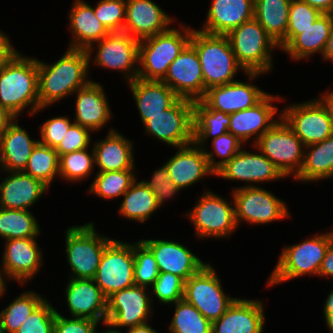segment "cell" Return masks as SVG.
<instances>
[{
    "mask_svg": "<svg viewBox=\"0 0 333 333\" xmlns=\"http://www.w3.org/2000/svg\"><path fill=\"white\" fill-rule=\"evenodd\" d=\"M133 142L118 130L110 128L105 139L96 140L93 147L97 172L136 169Z\"/></svg>",
    "mask_w": 333,
    "mask_h": 333,
    "instance_id": "30",
    "label": "cell"
},
{
    "mask_svg": "<svg viewBox=\"0 0 333 333\" xmlns=\"http://www.w3.org/2000/svg\"><path fill=\"white\" fill-rule=\"evenodd\" d=\"M89 56L85 49L67 48L52 64L38 59V97L40 107L49 108L73 95L91 80Z\"/></svg>",
    "mask_w": 333,
    "mask_h": 333,
    "instance_id": "1",
    "label": "cell"
},
{
    "mask_svg": "<svg viewBox=\"0 0 333 333\" xmlns=\"http://www.w3.org/2000/svg\"><path fill=\"white\" fill-rule=\"evenodd\" d=\"M305 149L302 168L294 179L302 183L333 179V135Z\"/></svg>",
    "mask_w": 333,
    "mask_h": 333,
    "instance_id": "35",
    "label": "cell"
},
{
    "mask_svg": "<svg viewBox=\"0 0 333 333\" xmlns=\"http://www.w3.org/2000/svg\"><path fill=\"white\" fill-rule=\"evenodd\" d=\"M15 118L0 138V171H24L39 139L30 138Z\"/></svg>",
    "mask_w": 333,
    "mask_h": 333,
    "instance_id": "32",
    "label": "cell"
},
{
    "mask_svg": "<svg viewBox=\"0 0 333 333\" xmlns=\"http://www.w3.org/2000/svg\"><path fill=\"white\" fill-rule=\"evenodd\" d=\"M229 38L237 62L246 72L267 74L273 67V50L278 44L255 19L244 22L232 30Z\"/></svg>",
    "mask_w": 333,
    "mask_h": 333,
    "instance_id": "7",
    "label": "cell"
},
{
    "mask_svg": "<svg viewBox=\"0 0 333 333\" xmlns=\"http://www.w3.org/2000/svg\"><path fill=\"white\" fill-rule=\"evenodd\" d=\"M162 81L180 98L198 101L204 97L205 85L200 60L190 43L169 65Z\"/></svg>",
    "mask_w": 333,
    "mask_h": 333,
    "instance_id": "20",
    "label": "cell"
},
{
    "mask_svg": "<svg viewBox=\"0 0 333 333\" xmlns=\"http://www.w3.org/2000/svg\"><path fill=\"white\" fill-rule=\"evenodd\" d=\"M193 125L194 142L205 148L209 138L213 140L229 132L230 115L210 109L202 100L193 101Z\"/></svg>",
    "mask_w": 333,
    "mask_h": 333,
    "instance_id": "36",
    "label": "cell"
},
{
    "mask_svg": "<svg viewBox=\"0 0 333 333\" xmlns=\"http://www.w3.org/2000/svg\"><path fill=\"white\" fill-rule=\"evenodd\" d=\"M281 117L305 146L321 142L333 135V126L327 111L315 98L286 106L281 111Z\"/></svg>",
    "mask_w": 333,
    "mask_h": 333,
    "instance_id": "16",
    "label": "cell"
},
{
    "mask_svg": "<svg viewBox=\"0 0 333 333\" xmlns=\"http://www.w3.org/2000/svg\"><path fill=\"white\" fill-rule=\"evenodd\" d=\"M103 325H104L106 328H108V329H106V331H103V332H102V331H101V332H98V331L96 330V333H123V331L114 328V327H113L110 323H108V322L103 323Z\"/></svg>",
    "mask_w": 333,
    "mask_h": 333,
    "instance_id": "64",
    "label": "cell"
},
{
    "mask_svg": "<svg viewBox=\"0 0 333 333\" xmlns=\"http://www.w3.org/2000/svg\"><path fill=\"white\" fill-rule=\"evenodd\" d=\"M142 124L171 107L180 97L163 81L136 78L128 82Z\"/></svg>",
    "mask_w": 333,
    "mask_h": 333,
    "instance_id": "31",
    "label": "cell"
},
{
    "mask_svg": "<svg viewBox=\"0 0 333 333\" xmlns=\"http://www.w3.org/2000/svg\"><path fill=\"white\" fill-rule=\"evenodd\" d=\"M56 311L46 298L15 333H53Z\"/></svg>",
    "mask_w": 333,
    "mask_h": 333,
    "instance_id": "50",
    "label": "cell"
},
{
    "mask_svg": "<svg viewBox=\"0 0 333 333\" xmlns=\"http://www.w3.org/2000/svg\"><path fill=\"white\" fill-rule=\"evenodd\" d=\"M190 44L198 54L206 90L234 82L238 70L246 71L237 62L227 35L192 30Z\"/></svg>",
    "mask_w": 333,
    "mask_h": 333,
    "instance_id": "4",
    "label": "cell"
},
{
    "mask_svg": "<svg viewBox=\"0 0 333 333\" xmlns=\"http://www.w3.org/2000/svg\"><path fill=\"white\" fill-rule=\"evenodd\" d=\"M198 198L186 214L193 224L195 236L201 239L230 237L238 228L234 201L230 203L209 189Z\"/></svg>",
    "mask_w": 333,
    "mask_h": 333,
    "instance_id": "8",
    "label": "cell"
},
{
    "mask_svg": "<svg viewBox=\"0 0 333 333\" xmlns=\"http://www.w3.org/2000/svg\"><path fill=\"white\" fill-rule=\"evenodd\" d=\"M257 153L241 149L215 176L225 180L247 182L244 187H255L261 184L286 178L280 170L254 146ZM251 184V185H250Z\"/></svg>",
    "mask_w": 333,
    "mask_h": 333,
    "instance_id": "18",
    "label": "cell"
},
{
    "mask_svg": "<svg viewBox=\"0 0 333 333\" xmlns=\"http://www.w3.org/2000/svg\"><path fill=\"white\" fill-rule=\"evenodd\" d=\"M316 8L321 13H331L333 10V0H301Z\"/></svg>",
    "mask_w": 333,
    "mask_h": 333,
    "instance_id": "58",
    "label": "cell"
},
{
    "mask_svg": "<svg viewBox=\"0 0 333 333\" xmlns=\"http://www.w3.org/2000/svg\"><path fill=\"white\" fill-rule=\"evenodd\" d=\"M331 314H333V290L330 291L323 305L324 318Z\"/></svg>",
    "mask_w": 333,
    "mask_h": 333,
    "instance_id": "62",
    "label": "cell"
},
{
    "mask_svg": "<svg viewBox=\"0 0 333 333\" xmlns=\"http://www.w3.org/2000/svg\"><path fill=\"white\" fill-rule=\"evenodd\" d=\"M74 151L59 156V178L62 180L77 183L85 181L90 174L95 171V154L93 147Z\"/></svg>",
    "mask_w": 333,
    "mask_h": 333,
    "instance_id": "44",
    "label": "cell"
},
{
    "mask_svg": "<svg viewBox=\"0 0 333 333\" xmlns=\"http://www.w3.org/2000/svg\"><path fill=\"white\" fill-rule=\"evenodd\" d=\"M173 318L169 324L170 333H211L212 322L206 319L195 306L184 299L174 303Z\"/></svg>",
    "mask_w": 333,
    "mask_h": 333,
    "instance_id": "43",
    "label": "cell"
},
{
    "mask_svg": "<svg viewBox=\"0 0 333 333\" xmlns=\"http://www.w3.org/2000/svg\"><path fill=\"white\" fill-rule=\"evenodd\" d=\"M40 232L39 223L30 210L0 207V237L2 239L37 238Z\"/></svg>",
    "mask_w": 333,
    "mask_h": 333,
    "instance_id": "39",
    "label": "cell"
},
{
    "mask_svg": "<svg viewBox=\"0 0 333 333\" xmlns=\"http://www.w3.org/2000/svg\"><path fill=\"white\" fill-rule=\"evenodd\" d=\"M94 281L107 298L135 285L133 243L113 239L102 253Z\"/></svg>",
    "mask_w": 333,
    "mask_h": 333,
    "instance_id": "14",
    "label": "cell"
},
{
    "mask_svg": "<svg viewBox=\"0 0 333 333\" xmlns=\"http://www.w3.org/2000/svg\"><path fill=\"white\" fill-rule=\"evenodd\" d=\"M0 333H4L3 326H2V321L1 320H0Z\"/></svg>",
    "mask_w": 333,
    "mask_h": 333,
    "instance_id": "66",
    "label": "cell"
},
{
    "mask_svg": "<svg viewBox=\"0 0 333 333\" xmlns=\"http://www.w3.org/2000/svg\"><path fill=\"white\" fill-rule=\"evenodd\" d=\"M322 13L301 0H291L286 37L278 44L283 50L298 34L311 26Z\"/></svg>",
    "mask_w": 333,
    "mask_h": 333,
    "instance_id": "45",
    "label": "cell"
},
{
    "mask_svg": "<svg viewBox=\"0 0 333 333\" xmlns=\"http://www.w3.org/2000/svg\"><path fill=\"white\" fill-rule=\"evenodd\" d=\"M45 299L31 290L16 296L7 307L0 311L4 333H15Z\"/></svg>",
    "mask_w": 333,
    "mask_h": 333,
    "instance_id": "40",
    "label": "cell"
},
{
    "mask_svg": "<svg viewBox=\"0 0 333 333\" xmlns=\"http://www.w3.org/2000/svg\"><path fill=\"white\" fill-rule=\"evenodd\" d=\"M122 197L118 213L129 220L144 223L159 209L154 193L137 179Z\"/></svg>",
    "mask_w": 333,
    "mask_h": 333,
    "instance_id": "38",
    "label": "cell"
},
{
    "mask_svg": "<svg viewBox=\"0 0 333 333\" xmlns=\"http://www.w3.org/2000/svg\"><path fill=\"white\" fill-rule=\"evenodd\" d=\"M231 196L235 205V219L254 225L284 220L291 216L287 204L272 192L255 187H235Z\"/></svg>",
    "mask_w": 333,
    "mask_h": 333,
    "instance_id": "11",
    "label": "cell"
},
{
    "mask_svg": "<svg viewBox=\"0 0 333 333\" xmlns=\"http://www.w3.org/2000/svg\"><path fill=\"white\" fill-rule=\"evenodd\" d=\"M201 31L228 35L236 27L254 18V0H211Z\"/></svg>",
    "mask_w": 333,
    "mask_h": 333,
    "instance_id": "29",
    "label": "cell"
},
{
    "mask_svg": "<svg viewBox=\"0 0 333 333\" xmlns=\"http://www.w3.org/2000/svg\"><path fill=\"white\" fill-rule=\"evenodd\" d=\"M193 28L181 24L155 36L140 40L138 57L139 79L162 81L169 65L190 43Z\"/></svg>",
    "mask_w": 333,
    "mask_h": 333,
    "instance_id": "3",
    "label": "cell"
},
{
    "mask_svg": "<svg viewBox=\"0 0 333 333\" xmlns=\"http://www.w3.org/2000/svg\"><path fill=\"white\" fill-rule=\"evenodd\" d=\"M326 109L328 117L333 126V91L324 92L320 97L316 98Z\"/></svg>",
    "mask_w": 333,
    "mask_h": 333,
    "instance_id": "57",
    "label": "cell"
},
{
    "mask_svg": "<svg viewBox=\"0 0 333 333\" xmlns=\"http://www.w3.org/2000/svg\"><path fill=\"white\" fill-rule=\"evenodd\" d=\"M134 283L151 288L159 275L153 253L140 241L133 242Z\"/></svg>",
    "mask_w": 333,
    "mask_h": 333,
    "instance_id": "46",
    "label": "cell"
},
{
    "mask_svg": "<svg viewBox=\"0 0 333 333\" xmlns=\"http://www.w3.org/2000/svg\"><path fill=\"white\" fill-rule=\"evenodd\" d=\"M7 176L0 182V207L30 210L49 189L39 179L23 171H3Z\"/></svg>",
    "mask_w": 333,
    "mask_h": 333,
    "instance_id": "28",
    "label": "cell"
},
{
    "mask_svg": "<svg viewBox=\"0 0 333 333\" xmlns=\"http://www.w3.org/2000/svg\"><path fill=\"white\" fill-rule=\"evenodd\" d=\"M139 43L140 40L126 32L109 33L87 49L89 63L121 72L128 83L138 76ZM94 46L98 50L93 59Z\"/></svg>",
    "mask_w": 333,
    "mask_h": 333,
    "instance_id": "12",
    "label": "cell"
},
{
    "mask_svg": "<svg viewBox=\"0 0 333 333\" xmlns=\"http://www.w3.org/2000/svg\"><path fill=\"white\" fill-rule=\"evenodd\" d=\"M141 181L154 193L159 208L167 201V199L171 200L173 196L175 197V195L181 191L171 180L165 164L160 168L155 169L150 180Z\"/></svg>",
    "mask_w": 333,
    "mask_h": 333,
    "instance_id": "51",
    "label": "cell"
},
{
    "mask_svg": "<svg viewBox=\"0 0 333 333\" xmlns=\"http://www.w3.org/2000/svg\"><path fill=\"white\" fill-rule=\"evenodd\" d=\"M174 19L152 0H126L123 32L142 40L170 28Z\"/></svg>",
    "mask_w": 333,
    "mask_h": 333,
    "instance_id": "24",
    "label": "cell"
},
{
    "mask_svg": "<svg viewBox=\"0 0 333 333\" xmlns=\"http://www.w3.org/2000/svg\"><path fill=\"white\" fill-rule=\"evenodd\" d=\"M318 276L323 277H330L333 279V240L328 246L326 255L323 259L322 265L320 267Z\"/></svg>",
    "mask_w": 333,
    "mask_h": 333,
    "instance_id": "56",
    "label": "cell"
},
{
    "mask_svg": "<svg viewBox=\"0 0 333 333\" xmlns=\"http://www.w3.org/2000/svg\"><path fill=\"white\" fill-rule=\"evenodd\" d=\"M98 20L110 32H123L126 0H99L93 7Z\"/></svg>",
    "mask_w": 333,
    "mask_h": 333,
    "instance_id": "48",
    "label": "cell"
},
{
    "mask_svg": "<svg viewBox=\"0 0 333 333\" xmlns=\"http://www.w3.org/2000/svg\"><path fill=\"white\" fill-rule=\"evenodd\" d=\"M91 133L93 132L88 128L73 123L55 148L58 156L89 148L91 145Z\"/></svg>",
    "mask_w": 333,
    "mask_h": 333,
    "instance_id": "52",
    "label": "cell"
},
{
    "mask_svg": "<svg viewBox=\"0 0 333 333\" xmlns=\"http://www.w3.org/2000/svg\"><path fill=\"white\" fill-rule=\"evenodd\" d=\"M333 26L330 13H322L315 22L298 34L282 51L293 61L310 59L315 53L324 54Z\"/></svg>",
    "mask_w": 333,
    "mask_h": 333,
    "instance_id": "34",
    "label": "cell"
},
{
    "mask_svg": "<svg viewBox=\"0 0 333 333\" xmlns=\"http://www.w3.org/2000/svg\"><path fill=\"white\" fill-rule=\"evenodd\" d=\"M74 123L67 116H57L46 120L40 126L39 142L51 148H56L63 136Z\"/></svg>",
    "mask_w": 333,
    "mask_h": 333,
    "instance_id": "53",
    "label": "cell"
},
{
    "mask_svg": "<svg viewBox=\"0 0 333 333\" xmlns=\"http://www.w3.org/2000/svg\"><path fill=\"white\" fill-rule=\"evenodd\" d=\"M283 99L285 98L268 93L255 106L230 114L229 132L243 144L254 137L252 145H255L258 139L280 120L281 111L277 113L278 107L273 102L284 101Z\"/></svg>",
    "mask_w": 333,
    "mask_h": 333,
    "instance_id": "21",
    "label": "cell"
},
{
    "mask_svg": "<svg viewBox=\"0 0 333 333\" xmlns=\"http://www.w3.org/2000/svg\"><path fill=\"white\" fill-rule=\"evenodd\" d=\"M176 149L178 150L176 154L174 153L165 165L178 189L193 186L205 176H215V172L209 166L204 148L192 142Z\"/></svg>",
    "mask_w": 333,
    "mask_h": 333,
    "instance_id": "26",
    "label": "cell"
},
{
    "mask_svg": "<svg viewBox=\"0 0 333 333\" xmlns=\"http://www.w3.org/2000/svg\"><path fill=\"white\" fill-rule=\"evenodd\" d=\"M153 253L159 272L178 275L184 281L196 274L207 262H203L179 242L166 239H140Z\"/></svg>",
    "mask_w": 333,
    "mask_h": 333,
    "instance_id": "22",
    "label": "cell"
},
{
    "mask_svg": "<svg viewBox=\"0 0 333 333\" xmlns=\"http://www.w3.org/2000/svg\"><path fill=\"white\" fill-rule=\"evenodd\" d=\"M113 240L95 230L94 222L71 226L65 232L69 278L94 279L105 247Z\"/></svg>",
    "mask_w": 333,
    "mask_h": 333,
    "instance_id": "6",
    "label": "cell"
},
{
    "mask_svg": "<svg viewBox=\"0 0 333 333\" xmlns=\"http://www.w3.org/2000/svg\"><path fill=\"white\" fill-rule=\"evenodd\" d=\"M126 330H127L126 333H159L151 325H149L148 322L142 325L134 326Z\"/></svg>",
    "mask_w": 333,
    "mask_h": 333,
    "instance_id": "61",
    "label": "cell"
},
{
    "mask_svg": "<svg viewBox=\"0 0 333 333\" xmlns=\"http://www.w3.org/2000/svg\"><path fill=\"white\" fill-rule=\"evenodd\" d=\"M253 146L285 177L294 179L302 168L306 146L282 117Z\"/></svg>",
    "mask_w": 333,
    "mask_h": 333,
    "instance_id": "9",
    "label": "cell"
},
{
    "mask_svg": "<svg viewBox=\"0 0 333 333\" xmlns=\"http://www.w3.org/2000/svg\"><path fill=\"white\" fill-rule=\"evenodd\" d=\"M332 240L333 231H328L313 235L296 245L284 246L276 266L268 277L267 286H276L306 275L318 276Z\"/></svg>",
    "mask_w": 333,
    "mask_h": 333,
    "instance_id": "5",
    "label": "cell"
},
{
    "mask_svg": "<svg viewBox=\"0 0 333 333\" xmlns=\"http://www.w3.org/2000/svg\"><path fill=\"white\" fill-rule=\"evenodd\" d=\"M74 123L97 132L112 118L107 95L99 82L90 81L75 92Z\"/></svg>",
    "mask_w": 333,
    "mask_h": 333,
    "instance_id": "27",
    "label": "cell"
},
{
    "mask_svg": "<svg viewBox=\"0 0 333 333\" xmlns=\"http://www.w3.org/2000/svg\"><path fill=\"white\" fill-rule=\"evenodd\" d=\"M184 283L185 281L178 275L166 272H159V275L150 288L151 300L154 301V297L159 304L173 305L177 301L183 299L184 296ZM153 294V295H152Z\"/></svg>",
    "mask_w": 333,
    "mask_h": 333,
    "instance_id": "47",
    "label": "cell"
},
{
    "mask_svg": "<svg viewBox=\"0 0 333 333\" xmlns=\"http://www.w3.org/2000/svg\"><path fill=\"white\" fill-rule=\"evenodd\" d=\"M15 117L0 105V138Z\"/></svg>",
    "mask_w": 333,
    "mask_h": 333,
    "instance_id": "59",
    "label": "cell"
},
{
    "mask_svg": "<svg viewBox=\"0 0 333 333\" xmlns=\"http://www.w3.org/2000/svg\"><path fill=\"white\" fill-rule=\"evenodd\" d=\"M100 323L87 318L64 317L56 311L53 333H96Z\"/></svg>",
    "mask_w": 333,
    "mask_h": 333,
    "instance_id": "54",
    "label": "cell"
},
{
    "mask_svg": "<svg viewBox=\"0 0 333 333\" xmlns=\"http://www.w3.org/2000/svg\"><path fill=\"white\" fill-rule=\"evenodd\" d=\"M214 267L207 263L184 283L183 299L211 322L219 319L237 299L227 295Z\"/></svg>",
    "mask_w": 333,
    "mask_h": 333,
    "instance_id": "10",
    "label": "cell"
},
{
    "mask_svg": "<svg viewBox=\"0 0 333 333\" xmlns=\"http://www.w3.org/2000/svg\"><path fill=\"white\" fill-rule=\"evenodd\" d=\"M261 72H246L249 81L240 80L215 86L206 90L201 99L210 109L233 114L234 112L251 108L259 103L268 93L261 90L251 82L258 76H263Z\"/></svg>",
    "mask_w": 333,
    "mask_h": 333,
    "instance_id": "17",
    "label": "cell"
},
{
    "mask_svg": "<svg viewBox=\"0 0 333 333\" xmlns=\"http://www.w3.org/2000/svg\"><path fill=\"white\" fill-rule=\"evenodd\" d=\"M325 323L330 332L333 333V314L325 317Z\"/></svg>",
    "mask_w": 333,
    "mask_h": 333,
    "instance_id": "65",
    "label": "cell"
},
{
    "mask_svg": "<svg viewBox=\"0 0 333 333\" xmlns=\"http://www.w3.org/2000/svg\"><path fill=\"white\" fill-rule=\"evenodd\" d=\"M151 289L133 285L107 298L106 322L114 328H132L148 322L153 315Z\"/></svg>",
    "mask_w": 333,
    "mask_h": 333,
    "instance_id": "15",
    "label": "cell"
},
{
    "mask_svg": "<svg viewBox=\"0 0 333 333\" xmlns=\"http://www.w3.org/2000/svg\"><path fill=\"white\" fill-rule=\"evenodd\" d=\"M17 52L8 35L0 30V66L9 61Z\"/></svg>",
    "mask_w": 333,
    "mask_h": 333,
    "instance_id": "55",
    "label": "cell"
},
{
    "mask_svg": "<svg viewBox=\"0 0 333 333\" xmlns=\"http://www.w3.org/2000/svg\"><path fill=\"white\" fill-rule=\"evenodd\" d=\"M322 59L333 62V26Z\"/></svg>",
    "mask_w": 333,
    "mask_h": 333,
    "instance_id": "60",
    "label": "cell"
},
{
    "mask_svg": "<svg viewBox=\"0 0 333 333\" xmlns=\"http://www.w3.org/2000/svg\"><path fill=\"white\" fill-rule=\"evenodd\" d=\"M0 105L15 118L29 107L30 116L45 110L38 97V59L18 51L0 66Z\"/></svg>",
    "mask_w": 333,
    "mask_h": 333,
    "instance_id": "2",
    "label": "cell"
},
{
    "mask_svg": "<svg viewBox=\"0 0 333 333\" xmlns=\"http://www.w3.org/2000/svg\"><path fill=\"white\" fill-rule=\"evenodd\" d=\"M37 238H16L5 240L1 267L6 279L27 284L39 273L43 263L42 250Z\"/></svg>",
    "mask_w": 333,
    "mask_h": 333,
    "instance_id": "19",
    "label": "cell"
},
{
    "mask_svg": "<svg viewBox=\"0 0 333 333\" xmlns=\"http://www.w3.org/2000/svg\"><path fill=\"white\" fill-rule=\"evenodd\" d=\"M262 303L258 299L237 298L219 319L212 321L211 333H263Z\"/></svg>",
    "mask_w": 333,
    "mask_h": 333,
    "instance_id": "25",
    "label": "cell"
},
{
    "mask_svg": "<svg viewBox=\"0 0 333 333\" xmlns=\"http://www.w3.org/2000/svg\"><path fill=\"white\" fill-rule=\"evenodd\" d=\"M136 169L120 171L97 172L90 184L88 192L104 199H114L122 195L138 179L134 174Z\"/></svg>",
    "mask_w": 333,
    "mask_h": 333,
    "instance_id": "41",
    "label": "cell"
},
{
    "mask_svg": "<svg viewBox=\"0 0 333 333\" xmlns=\"http://www.w3.org/2000/svg\"><path fill=\"white\" fill-rule=\"evenodd\" d=\"M64 294L71 317L106 322L107 297L94 279L69 278Z\"/></svg>",
    "mask_w": 333,
    "mask_h": 333,
    "instance_id": "23",
    "label": "cell"
},
{
    "mask_svg": "<svg viewBox=\"0 0 333 333\" xmlns=\"http://www.w3.org/2000/svg\"><path fill=\"white\" fill-rule=\"evenodd\" d=\"M0 298L1 296L3 297V295H5L6 290V282H5V272L4 269L2 267H0Z\"/></svg>",
    "mask_w": 333,
    "mask_h": 333,
    "instance_id": "63",
    "label": "cell"
},
{
    "mask_svg": "<svg viewBox=\"0 0 333 333\" xmlns=\"http://www.w3.org/2000/svg\"><path fill=\"white\" fill-rule=\"evenodd\" d=\"M212 151L204 148L205 155L208 159L210 168L216 173L223 167L234 155H236L244 145L232 133L226 132L212 140ZM220 158L215 161V155Z\"/></svg>",
    "mask_w": 333,
    "mask_h": 333,
    "instance_id": "49",
    "label": "cell"
},
{
    "mask_svg": "<svg viewBox=\"0 0 333 333\" xmlns=\"http://www.w3.org/2000/svg\"><path fill=\"white\" fill-rule=\"evenodd\" d=\"M291 0H254V18L279 44L286 37Z\"/></svg>",
    "mask_w": 333,
    "mask_h": 333,
    "instance_id": "37",
    "label": "cell"
},
{
    "mask_svg": "<svg viewBox=\"0 0 333 333\" xmlns=\"http://www.w3.org/2000/svg\"><path fill=\"white\" fill-rule=\"evenodd\" d=\"M147 135L174 148L194 142L193 101L179 98L144 124Z\"/></svg>",
    "mask_w": 333,
    "mask_h": 333,
    "instance_id": "13",
    "label": "cell"
},
{
    "mask_svg": "<svg viewBox=\"0 0 333 333\" xmlns=\"http://www.w3.org/2000/svg\"><path fill=\"white\" fill-rule=\"evenodd\" d=\"M23 172L39 179L50 188L52 182L59 178V156L55 148L38 142Z\"/></svg>",
    "mask_w": 333,
    "mask_h": 333,
    "instance_id": "42",
    "label": "cell"
},
{
    "mask_svg": "<svg viewBox=\"0 0 333 333\" xmlns=\"http://www.w3.org/2000/svg\"><path fill=\"white\" fill-rule=\"evenodd\" d=\"M69 12V31L73 37L69 48L87 50L110 33L84 0H75Z\"/></svg>",
    "mask_w": 333,
    "mask_h": 333,
    "instance_id": "33",
    "label": "cell"
}]
</instances>
